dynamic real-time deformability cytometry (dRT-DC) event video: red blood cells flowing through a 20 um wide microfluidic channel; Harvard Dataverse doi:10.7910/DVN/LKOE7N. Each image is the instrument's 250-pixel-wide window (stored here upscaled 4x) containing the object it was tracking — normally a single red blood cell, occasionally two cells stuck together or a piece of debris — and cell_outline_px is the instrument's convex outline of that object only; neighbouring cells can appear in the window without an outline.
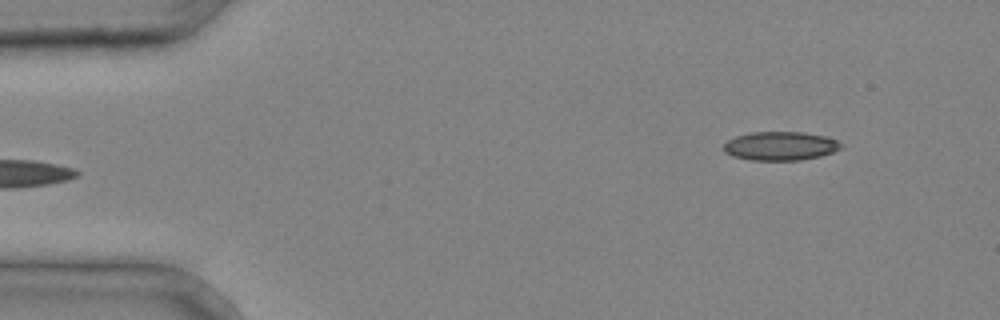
{"species": "common noctule bat (a hibernating species)", "species_latin": "Nyctalus noctula", "temperature_condition": "cold", "stored_images_in_passage": 4, "segment_of_instrument_passage": [2, 2], "camera_frame_rate_fps": 3000, "um_per_image_px": 0.085, "animal": {"sex": "male", "body_mass_g": 20.4}, "frame": {"image": 1, "passage_image": 4, "time_ms": 1.0, "image_size_px": [1000, 320], "cell_outline_px": [[844, 148], [820, 156], [800, 160], [752, 160], [732, 156], [724, 152], [724, 144], [728, 140], [736, 136], [752, 132], [800, 132], [824, 136], [836, 140], [844, 144]], "centroid_in_image_um": [66.35, 12.41], "position_along_channel_um": 18.7, "area_um2": 19.65}}